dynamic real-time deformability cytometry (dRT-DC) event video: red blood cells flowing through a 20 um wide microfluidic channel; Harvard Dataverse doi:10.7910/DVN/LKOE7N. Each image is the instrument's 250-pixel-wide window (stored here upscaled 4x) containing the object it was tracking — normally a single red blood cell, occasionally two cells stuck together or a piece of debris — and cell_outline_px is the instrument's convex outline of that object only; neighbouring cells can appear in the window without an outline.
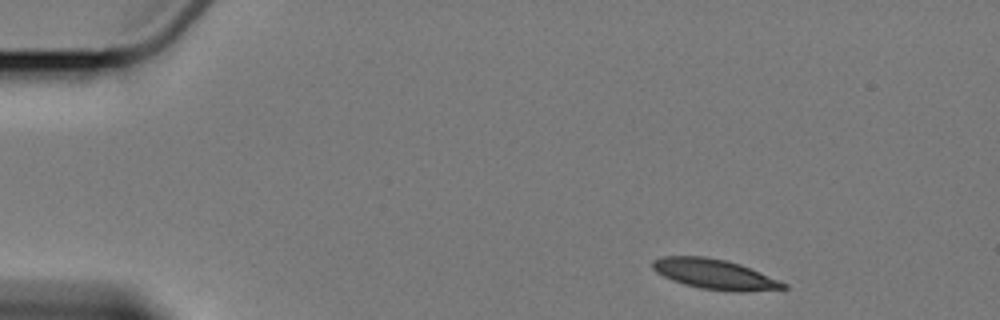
{"species": "Egyptian fruit bat (a non-hibernating species)", "species_latin": "Rousettus aegyptiacus", "temperature_condition": "cold", "stored_images_in_passage": 3, "camera_frame_rate_fps": 3000, "um_per_image_px": 0.085, "animal": {"sex": "female"}, "frame": {"image": 1, "passage_image": 1, "time_ms": 0.0, "image_size_px": [1000, 320], "cell_outline_px": [[788, 288], [744, 292], [736, 292], [700, 288], [684, 284], [672, 280], [656, 272], [652, 268], [652, 260], [664, 256], [704, 256], [724, 260], [740, 264], [780, 280], [788, 284]], "centroid_in_image_um": [60.75, 23.31], "position_along_channel_um": 24.2, "area_um2": 22.89}}